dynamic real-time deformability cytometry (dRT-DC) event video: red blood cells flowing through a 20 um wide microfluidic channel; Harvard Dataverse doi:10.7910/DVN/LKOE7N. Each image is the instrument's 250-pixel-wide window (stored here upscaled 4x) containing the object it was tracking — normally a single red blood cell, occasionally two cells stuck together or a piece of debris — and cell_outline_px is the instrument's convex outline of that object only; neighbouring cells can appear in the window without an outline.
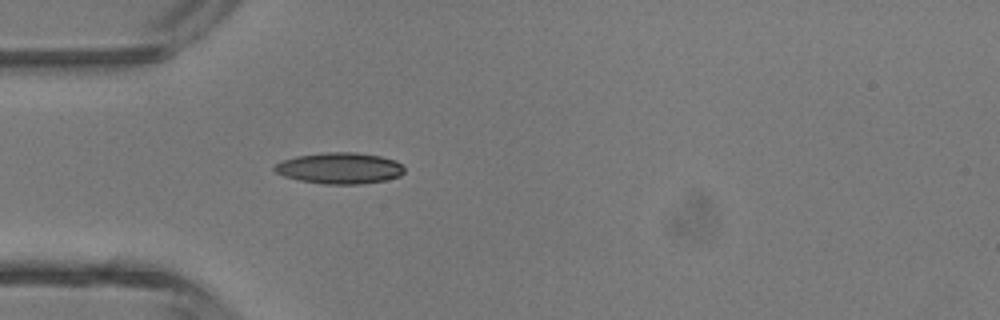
{"species": "common noctule bat (a hibernating species)", "species_latin": "Nyctalus noctula", "temperature_condition": "room temperature", "stored_images_in_passage": 1, "camera_frame_rate_fps": 3000, "um_per_image_px": 0.085, "animal": {"sex": "male", "body_mass_g": 13.3}, "frame": {"image": 1, "passage_image": 1, "time_ms": 0.0, "image_size_px": [1000, 320], "cell_outline_px": [[404, 172], [400, 176], [384, 180], [360, 184], [324, 184], [300, 180], [284, 176], [276, 172], [272, 168], [276, 164], [284, 160], [296, 156], [324, 152], [356, 152], [380, 156], [396, 160], [404, 168]], "centroid_in_image_um": [28.88, 14.29], "position_along_channel_um": 56.1, "area_um2": 23.52}}